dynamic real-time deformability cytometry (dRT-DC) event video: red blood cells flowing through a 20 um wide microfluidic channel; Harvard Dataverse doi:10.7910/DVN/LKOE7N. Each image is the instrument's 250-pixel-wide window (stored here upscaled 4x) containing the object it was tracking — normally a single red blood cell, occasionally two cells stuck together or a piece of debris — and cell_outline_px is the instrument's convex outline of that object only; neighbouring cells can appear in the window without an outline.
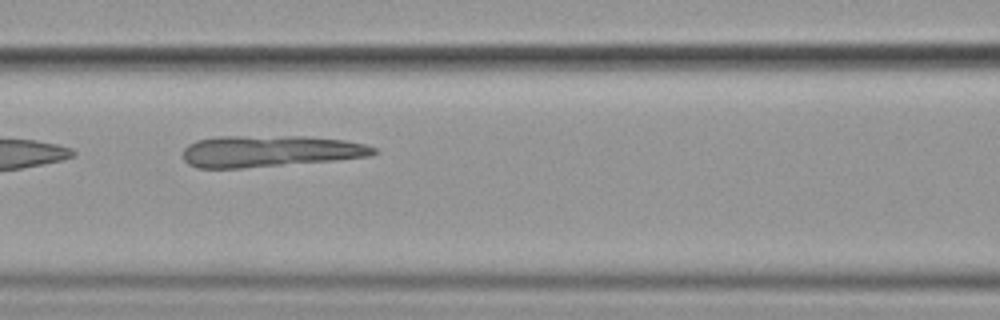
{"species": "common noctule bat (a hibernating species)", "species_latin": "Nyctalus noctula", "temperature_condition": "cold", "stored_images_in_passage": 11, "camera_frame_rate_fps": 3000, "um_per_image_px": 0.085, "animal": {"sex": "female", "body_mass_g": 19.9}, "frame": {"image": 1, "passage_image": 4, "time_ms": 3.333, "image_size_px": [1000, 320], "cell_outline_px": [[380, 152], [372, 156], [336, 160], [240, 168], [196, 168], [188, 164], [184, 160], [184, 148], [188, 144], [196, 140], [216, 136], [304, 136], [344, 140], [364, 144], [376, 148]], "centroid_in_image_um": [22.94, 12.84], "position_along_channel_um": 143.7, "area_um2": 35.2}}
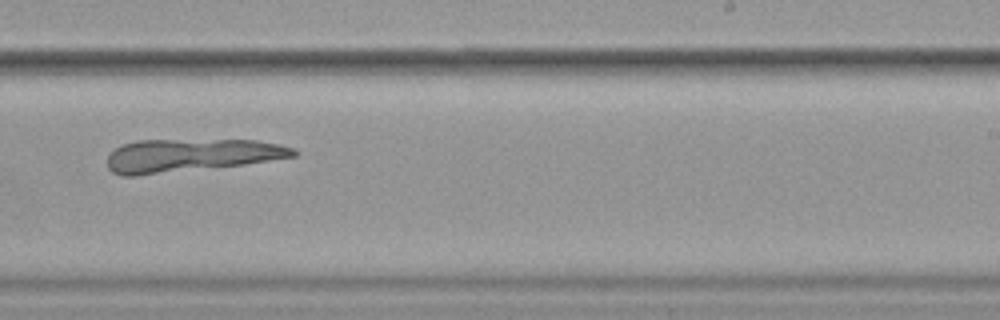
{"frame": {"image": 2, "passage_image": 7, "time_ms": 7.0, "image_size_px": [1000, 320], "cell_outline_px": [[300, 152], [296, 156], [244, 164], [136, 176], [120, 176], [112, 172], [108, 168], [108, 156], [120, 144], [136, 140], [256, 140], [296, 148]], "centroid_in_image_um": [16.19, 13.2], "position_along_channel_um": 272.8, "area_um2": 35.78}}
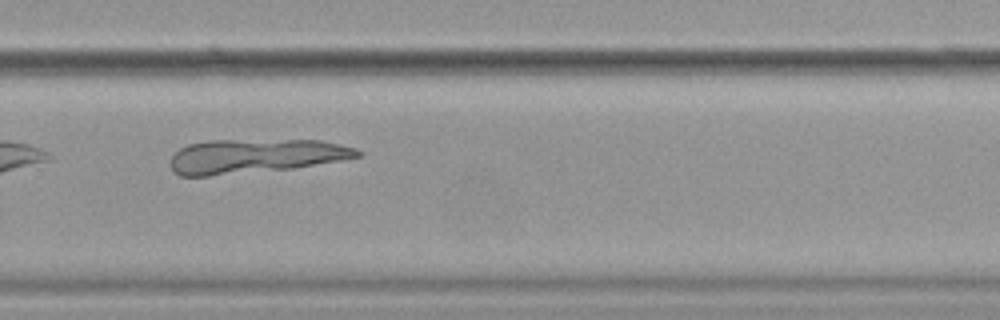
{"frame": {"image": 3, "passage_image": 8, "time_ms": 8.0, "image_size_px": [1000, 320], "cell_outline_px": [[360, 156], [340, 160], [292, 168], [208, 176], [180, 176], [172, 172], [172, 156], [180, 148], [188, 144], [208, 140], [320, 140], [340, 144], [356, 148], [360, 152]], "centroid_in_image_um": [21.66, 13.26], "position_along_channel_um": 308.1, "area_um2": 36.99}}